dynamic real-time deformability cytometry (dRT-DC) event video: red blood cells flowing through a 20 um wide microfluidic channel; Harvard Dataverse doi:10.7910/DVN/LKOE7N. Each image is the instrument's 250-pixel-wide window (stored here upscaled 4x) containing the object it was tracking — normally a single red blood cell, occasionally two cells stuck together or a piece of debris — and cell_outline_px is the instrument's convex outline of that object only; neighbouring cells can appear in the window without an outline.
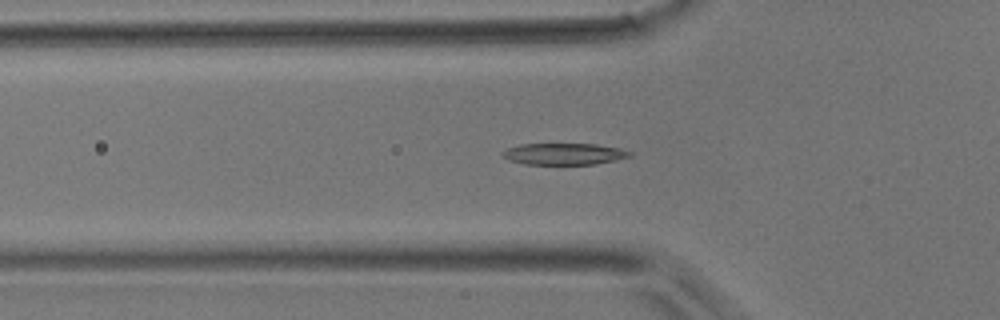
{"species": "common noctule bat (a hibernating species)", "species_latin": "Nyctalus noctula", "temperature_condition": "room temperature", "stored_images_in_passage": 45, "camera_frame_rate_fps": 3000, "um_per_image_px": 0.085, "animal": {"sex": "male", "body_mass_g": 17.9}, "frame": {"image": 1, "passage_image": 14, "time_ms": 4.333, "image_size_px": [1000, 320], "cell_outline_px": [[632, 156], [616, 160], [596, 164], [524, 164], [508, 160], [500, 156], [500, 152], [508, 148], [520, 144], [596, 144], [620, 148], [632, 152]], "centroid_in_image_um": [47.92, 13.08], "position_along_channel_um": 77.9, "area_um2": 16.13}}
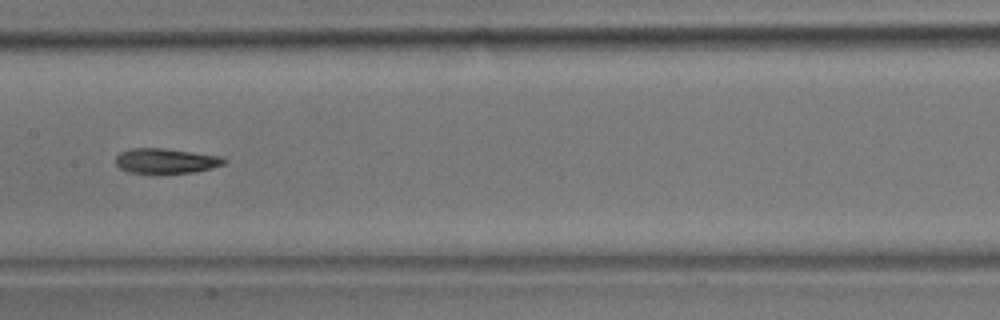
{"frame": {"image": 2, "passage_image": 22, "time_ms": 7.0, "image_size_px": [1000, 320], "cell_outline_px": [[228, 160], [224, 164], [212, 168], [196, 172], [128, 172], [120, 168], [116, 164], [116, 156], [120, 152], [132, 148], [164, 148], [220, 156]], "centroid_in_image_um": [14.11, 13.66], "position_along_channel_um": 193.3, "area_um2": 15.55}}
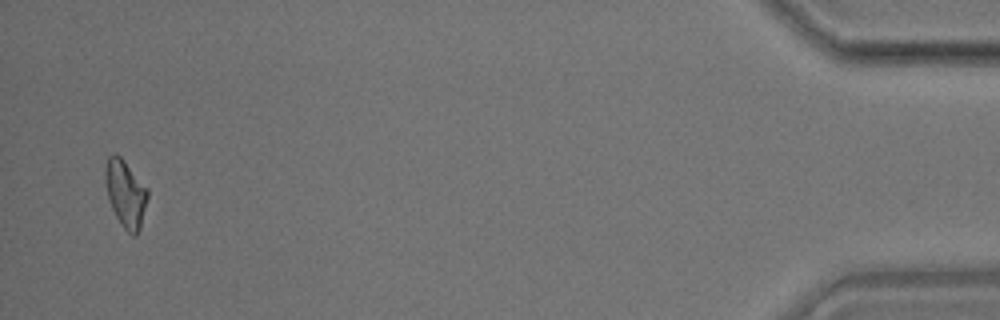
{"frame": {"image": 3, "passage_image": 44, "time_ms": 14.333, "image_size_px": [1000, 320], "cell_outline_px": [[148, 196], [140, 228], [136, 236], [132, 236], [124, 228], [116, 216], [108, 200], [104, 172], [104, 168], [108, 156], [120, 156], [124, 160], [148, 188]], "centroid_in_image_um": [10.67, 16.46], "position_along_channel_um": 424.5, "area_um2": 16.47}}